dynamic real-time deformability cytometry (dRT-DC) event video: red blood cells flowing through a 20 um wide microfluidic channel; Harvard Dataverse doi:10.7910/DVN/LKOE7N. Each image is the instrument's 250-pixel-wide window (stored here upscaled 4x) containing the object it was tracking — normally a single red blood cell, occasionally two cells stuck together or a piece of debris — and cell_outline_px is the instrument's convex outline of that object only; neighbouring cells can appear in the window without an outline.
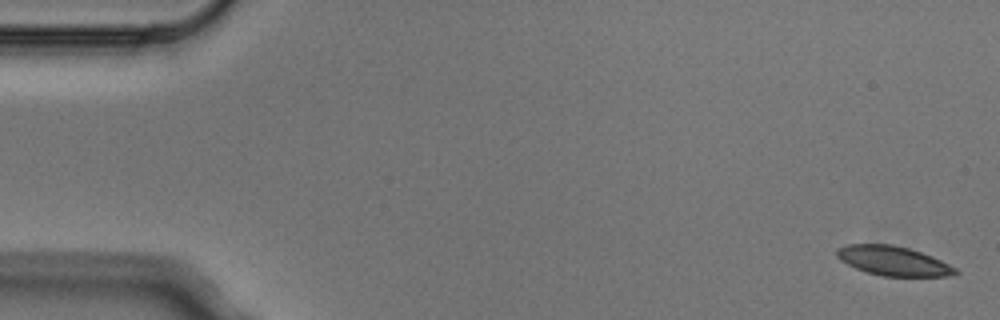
{"species": "Egyptian fruit bat (a non-hibernating species)", "species_latin": "Rousettus aegyptiacus", "temperature_condition": "cold", "stored_images_in_passage": 3, "camera_frame_rate_fps": 3000, "um_per_image_px": 0.085, "animal": {"sex": "male"}, "frame": {"image": 1, "passage_image": 1, "time_ms": 0.0, "image_size_px": [1000, 320], "cell_outline_px": [[960, 272], [948, 276], [884, 276], [868, 272], [856, 268], [840, 260], [836, 256], [836, 248], [848, 244], [892, 244], [908, 248], [932, 256], [956, 268]], "centroid_in_image_um": [75.91, 22.16], "position_along_channel_um": 9.1, "area_um2": 20.17}}